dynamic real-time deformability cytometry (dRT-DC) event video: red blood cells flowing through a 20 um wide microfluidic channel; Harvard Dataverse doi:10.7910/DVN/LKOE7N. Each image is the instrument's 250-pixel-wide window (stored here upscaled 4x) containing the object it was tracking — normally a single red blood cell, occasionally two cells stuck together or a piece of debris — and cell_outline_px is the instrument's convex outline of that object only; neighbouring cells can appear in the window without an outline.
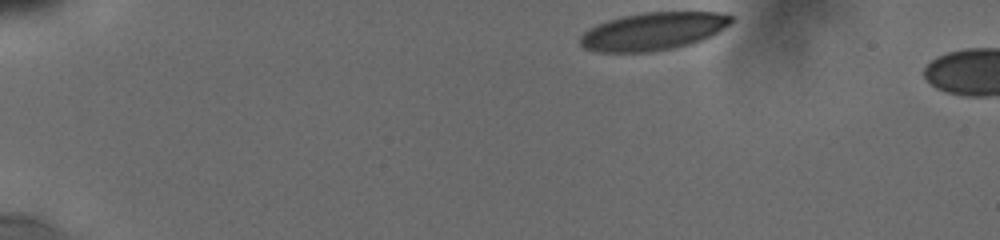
{"species": "human", "species_latin": "Homo sapiens", "temperature_condition": "cold", "stored_images_in_passage": 3, "camera_frame_rate_fps": 3000, "um_per_image_px": 0.085, "donor": {"sex": "male"}, "frame": {"image": 1, "passage_image": 1, "time_ms": 0.0, "image_size_px": [1000, 240], "cell_outline_px": [[732, 24], [700, 40], [688, 44], [672, 48], [648, 52], [596, 52], [584, 48], [580, 44], [580, 36], [588, 28], [596, 24], [608, 20], [624, 16], [644, 12], [716, 12], [732, 16]], "centroid_in_image_um": [55.47, 2.66], "position_along_channel_um": 29.5, "area_um2": 33.0}}